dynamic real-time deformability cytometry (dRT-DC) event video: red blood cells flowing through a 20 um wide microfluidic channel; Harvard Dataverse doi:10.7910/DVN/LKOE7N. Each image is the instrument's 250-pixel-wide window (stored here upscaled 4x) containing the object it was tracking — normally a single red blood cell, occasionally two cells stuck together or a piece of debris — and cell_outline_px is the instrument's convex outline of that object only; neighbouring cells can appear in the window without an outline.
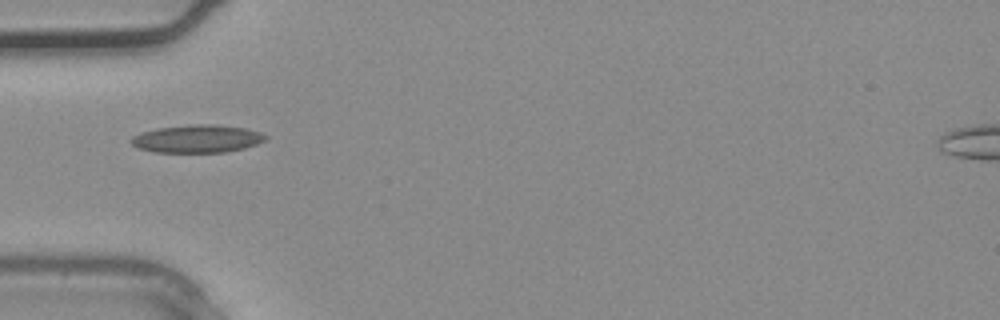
{"species": "common noctule bat (a hibernating species)", "species_latin": "Nyctalus noctula", "temperature_condition": "warm", "stored_images_in_passage": 22, "camera_frame_rate_fps": 3000, "um_per_image_px": 0.085, "animal": {"sex": "male", "body_mass_g": 20.4}, "frame": {"image": 1, "passage_image": 1, "time_ms": 0.0, "image_size_px": [1000, 320], "cell_outline_px": [[268, 136], [264, 140], [256, 144], [244, 148], [224, 152], [156, 152], [136, 148], [128, 140], [132, 136], [140, 132], [156, 128], [192, 124], [212, 124], [244, 128], [260, 132]], "centroid_in_image_um": [16.7, 11.79], "position_along_channel_um": 68.3, "area_um2": 21.85}}